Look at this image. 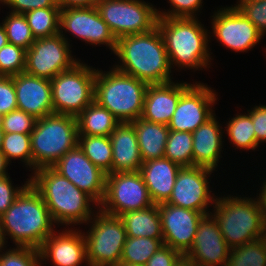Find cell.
Segmentation results:
<instances>
[{
  "label": "cell",
  "mask_w": 266,
  "mask_h": 266,
  "mask_svg": "<svg viewBox=\"0 0 266 266\" xmlns=\"http://www.w3.org/2000/svg\"><path fill=\"white\" fill-rule=\"evenodd\" d=\"M114 54L122 63L113 67L125 74L148 84L172 81L169 57L158 27L147 33L120 37Z\"/></svg>",
  "instance_id": "6da1fadb"
},
{
  "label": "cell",
  "mask_w": 266,
  "mask_h": 266,
  "mask_svg": "<svg viewBox=\"0 0 266 266\" xmlns=\"http://www.w3.org/2000/svg\"><path fill=\"white\" fill-rule=\"evenodd\" d=\"M47 205L41 195L29 184L8 210L0 216V238L6 244V235L16 246L39 249L54 232Z\"/></svg>",
  "instance_id": "7a4b0ae2"
},
{
  "label": "cell",
  "mask_w": 266,
  "mask_h": 266,
  "mask_svg": "<svg viewBox=\"0 0 266 266\" xmlns=\"http://www.w3.org/2000/svg\"><path fill=\"white\" fill-rule=\"evenodd\" d=\"M30 184L41 195L52 221L58 226L87 224L96 213L91 208L95 201L53 167L32 172Z\"/></svg>",
  "instance_id": "3957f363"
},
{
  "label": "cell",
  "mask_w": 266,
  "mask_h": 266,
  "mask_svg": "<svg viewBox=\"0 0 266 266\" xmlns=\"http://www.w3.org/2000/svg\"><path fill=\"white\" fill-rule=\"evenodd\" d=\"M202 25L197 17H158L157 27L163 37L171 68L198 70L210 65V32Z\"/></svg>",
  "instance_id": "277c9868"
},
{
  "label": "cell",
  "mask_w": 266,
  "mask_h": 266,
  "mask_svg": "<svg viewBox=\"0 0 266 266\" xmlns=\"http://www.w3.org/2000/svg\"><path fill=\"white\" fill-rule=\"evenodd\" d=\"M96 70L94 101L109 110L119 122L131 123L141 117L148 83L114 67Z\"/></svg>",
  "instance_id": "5b68a950"
},
{
  "label": "cell",
  "mask_w": 266,
  "mask_h": 266,
  "mask_svg": "<svg viewBox=\"0 0 266 266\" xmlns=\"http://www.w3.org/2000/svg\"><path fill=\"white\" fill-rule=\"evenodd\" d=\"M213 206L212 215L231 249L266 237V227L256 198L216 197Z\"/></svg>",
  "instance_id": "8992f818"
},
{
  "label": "cell",
  "mask_w": 266,
  "mask_h": 266,
  "mask_svg": "<svg viewBox=\"0 0 266 266\" xmlns=\"http://www.w3.org/2000/svg\"><path fill=\"white\" fill-rule=\"evenodd\" d=\"M30 138L33 172L53 167L62 156L78 146L77 118L72 115L52 113L37 119Z\"/></svg>",
  "instance_id": "52a82bcc"
},
{
  "label": "cell",
  "mask_w": 266,
  "mask_h": 266,
  "mask_svg": "<svg viewBox=\"0 0 266 266\" xmlns=\"http://www.w3.org/2000/svg\"><path fill=\"white\" fill-rule=\"evenodd\" d=\"M96 212L87 223H92L90 229L86 234L83 232L88 266H117L127 239L124 224L119 216L100 208Z\"/></svg>",
  "instance_id": "ba28073f"
},
{
  "label": "cell",
  "mask_w": 266,
  "mask_h": 266,
  "mask_svg": "<svg viewBox=\"0 0 266 266\" xmlns=\"http://www.w3.org/2000/svg\"><path fill=\"white\" fill-rule=\"evenodd\" d=\"M96 69L78 62L51 82L54 113L78 116L94 101Z\"/></svg>",
  "instance_id": "9c48e42d"
},
{
  "label": "cell",
  "mask_w": 266,
  "mask_h": 266,
  "mask_svg": "<svg viewBox=\"0 0 266 266\" xmlns=\"http://www.w3.org/2000/svg\"><path fill=\"white\" fill-rule=\"evenodd\" d=\"M96 8L116 39L157 27L158 9L144 0H97Z\"/></svg>",
  "instance_id": "30bf717a"
},
{
  "label": "cell",
  "mask_w": 266,
  "mask_h": 266,
  "mask_svg": "<svg viewBox=\"0 0 266 266\" xmlns=\"http://www.w3.org/2000/svg\"><path fill=\"white\" fill-rule=\"evenodd\" d=\"M152 205L154 203L139 171L106 175L105 196L99 206L103 212L120 216Z\"/></svg>",
  "instance_id": "8fae6325"
},
{
  "label": "cell",
  "mask_w": 266,
  "mask_h": 266,
  "mask_svg": "<svg viewBox=\"0 0 266 266\" xmlns=\"http://www.w3.org/2000/svg\"><path fill=\"white\" fill-rule=\"evenodd\" d=\"M68 42L64 33L36 39L26 51L24 72L52 80L59 73L70 70L81 60L73 58Z\"/></svg>",
  "instance_id": "7c38bea8"
},
{
  "label": "cell",
  "mask_w": 266,
  "mask_h": 266,
  "mask_svg": "<svg viewBox=\"0 0 266 266\" xmlns=\"http://www.w3.org/2000/svg\"><path fill=\"white\" fill-rule=\"evenodd\" d=\"M213 171L201 166L181 167L172 194L166 203L209 214L208 205H214L216 200V196L211 195L208 182V177Z\"/></svg>",
  "instance_id": "4fadbf2b"
},
{
  "label": "cell",
  "mask_w": 266,
  "mask_h": 266,
  "mask_svg": "<svg viewBox=\"0 0 266 266\" xmlns=\"http://www.w3.org/2000/svg\"><path fill=\"white\" fill-rule=\"evenodd\" d=\"M214 91L204 83L191 84L179 98L176 110L168 124L169 130L193 133L209 120L215 114L211 109L217 100Z\"/></svg>",
  "instance_id": "5bb4252c"
},
{
  "label": "cell",
  "mask_w": 266,
  "mask_h": 266,
  "mask_svg": "<svg viewBox=\"0 0 266 266\" xmlns=\"http://www.w3.org/2000/svg\"><path fill=\"white\" fill-rule=\"evenodd\" d=\"M212 17L215 39L236 52H248L263 37L256 26L235 6L221 8Z\"/></svg>",
  "instance_id": "9a60e30c"
},
{
  "label": "cell",
  "mask_w": 266,
  "mask_h": 266,
  "mask_svg": "<svg viewBox=\"0 0 266 266\" xmlns=\"http://www.w3.org/2000/svg\"><path fill=\"white\" fill-rule=\"evenodd\" d=\"M53 168L89 195L98 206L105 196L106 174L77 146L62 156Z\"/></svg>",
  "instance_id": "2e32d148"
},
{
  "label": "cell",
  "mask_w": 266,
  "mask_h": 266,
  "mask_svg": "<svg viewBox=\"0 0 266 266\" xmlns=\"http://www.w3.org/2000/svg\"><path fill=\"white\" fill-rule=\"evenodd\" d=\"M230 251L231 248L210 212L200 220L193 245L184 258L194 266H226Z\"/></svg>",
  "instance_id": "e0dca14e"
},
{
  "label": "cell",
  "mask_w": 266,
  "mask_h": 266,
  "mask_svg": "<svg viewBox=\"0 0 266 266\" xmlns=\"http://www.w3.org/2000/svg\"><path fill=\"white\" fill-rule=\"evenodd\" d=\"M59 29L60 33L64 29L91 45L105 44L113 53L116 49L117 39L101 18L96 6L60 10Z\"/></svg>",
  "instance_id": "ac0fdd59"
},
{
  "label": "cell",
  "mask_w": 266,
  "mask_h": 266,
  "mask_svg": "<svg viewBox=\"0 0 266 266\" xmlns=\"http://www.w3.org/2000/svg\"><path fill=\"white\" fill-rule=\"evenodd\" d=\"M158 208L163 245L169 246L185 255L193 245L198 224L205 214L176 207L166 202L158 204Z\"/></svg>",
  "instance_id": "d6986e66"
},
{
  "label": "cell",
  "mask_w": 266,
  "mask_h": 266,
  "mask_svg": "<svg viewBox=\"0 0 266 266\" xmlns=\"http://www.w3.org/2000/svg\"><path fill=\"white\" fill-rule=\"evenodd\" d=\"M40 261L50 260L55 266H81L87 263L86 241L82 231H54L39 248ZM47 259V260H46Z\"/></svg>",
  "instance_id": "ffe728a7"
},
{
  "label": "cell",
  "mask_w": 266,
  "mask_h": 266,
  "mask_svg": "<svg viewBox=\"0 0 266 266\" xmlns=\"http://www.w3.org/2000/svg\"><path fill=\"white\" fill-rule=\"evenodd\" d=\"M17 109L36 119L54 113L51 82L25 72L14 76Z\"/></svg>",
  "instance_id": "44dd1931"
},
{
  "label": "cell",
  "mask_w": 266,
  "mask_h": 266,
  "mask_svg": "<svg viewBox=\"0 0 266 266\" xmlns=\"http://www.w3.org/2000/svg\"><path fill=\"white\" fill-rule=\"evenodd\" d=\"M191 83L149 84L145 93L142 119L168 125L176 110L181 94Z\"/></svg>",
  "instance_id": "7402d4cb"
},
{
  "label": "cell",
  "mask_w": 266,
  "mask_h": 266,
  "mask_svg": "<svg viewBox=\"0 0 266 266\" xmlns=\"http://www.w3.org/2000/svg\"><path fill=\"white\" fill-rule=\"evenodd\" d=\"M109 138L112 144V173L139 171L143 160L133 124L120 122Z\"/></svg>",
  "instance_id": "603a6c76"
},
{
  "label": "cell",
  "mask_w": 266,
  "mask_h": 266,
  "mask_svg": "<svg viewBox=\"0 0 266 266\" xmlns=\"http://www.w3.org/2000/svg\"><path fill=\"white\" fill-rule=\"evenodd\" d=\"M180 168V165L165 157L143 162L139 172L154 204L169 200Z\"/></svg>",
  "instance_id": "cb8c5ba5"
},
{
  "label": "cell",
  "mask_w": 266,
  "mask_h": 266,
  "mask_svg": "<svg viewBox=\"0 0 266 266\" xmlns=\"http://www.w3.org/2000/svg\"><path fill=\"white\" fill-rule=\"evenodd\" d=\"M214 114L193 133V166L215 170L221 157L222 128Z\"/></svg>",
  "instance_id": "d4e9b609"
},
{
  "label": "cell",
  "mask_w": 266,
  "mask_h": 266,
  "mask_svg": "<svg viewBox=\"0 0 266 266\" xmlns=\"http://www.w3.org/2000/svg\"><path fill=\"white\" fill-rule=\"evenodd\" d=\"M134 126L143 162L163 158L169 133L168 125L153 123L142 118L131 122Z\"/></svg>",
  "instance_id": "484cf974"
},
{
  "label": "cell",
  "mask_w": 266,
  "mask_h": 266,
  "mask_svg": "<svg viewBox=\"0 0 266 266\" xmlns=\"http://www.w3.org/2000/svg\"><path fill=\"white\" fill-rule=\"evenodd\" d=\"M127 237H147L163 242L159 208L154 204L146 209L121 214Z\"/></svg>",
  "instance_id": "4316f807"
},
{
  "label": "cell",
  "mask_w": 266,
  "mask_h": 266,
  "mask_svg": "<svg viewBox=\"0 0 266 266\" xmlns=\"http://www.w3.org/2000/svg\"><path fill=\"white\" fill-rule=\"evenodd\" d=\"M79 135L110 136L120 123L105 107L93 101L76 117Z\"/></svg>",
  "instance_id": "83f0119b"
},
{
  "label": "cell",
  "mask_w": 266,
  "mask_h": 266,
  "mask_svg": "<svg viewBox=\"0 0 266 266\" xmlns=\"http://www.w3.org/2000/svg\"><path fill=\"white\" fill-rule=\"evenodd\" d=\"M78 146L106 175L112 174V144L109 136L79 135Z\"/></svg>",
  "instance_id": "f1b7e54d"
},
{
  "label": "cell",
  "mask_w": 266,
  "mask_h": 266,
  "mask_svg": "<svg viewBox=\"0 0 266 266\" xmlns=\"http://www.w3.org/2000/svg\"><path fill=\"white\" fill-rule=\"evenodd\" d=\"M161 246H163V242L160 239L127 237L120 263L145 266Z\"/></svg>",
  "instance_id": "f546056e"
},
{
  "label": "cell",
  "mask_w": 266,
  "mask_h": 266,
  "mask_svg": "<svg viewBox=\"0 0 266 266\" xmlns=\"http://www.w3.org/2000/svg\"><path fill=\"white\" fill-rule=\"evenodd\" d=\"M35 39L52 37L60 33V9L58 7L37 8L24 13Z\"/></svg>",
  "instance_id": "4dcf8cb0"
},
{
  "label": "cell",
  "mask_w": 266,
  "mask_h": 266,
  "mask_svg": "<svg viewBox=\"0 0 266 266\" xmlns=\"http://www.w3.org/2000/svg\"><path fill=\"white\" fill-rule=\"evenodd\" d=\"M193 136L191 132L169 130L164 157L181 167L193 166Z\"/></svg>",
  "instance_id": "1f68e13d"
},
{
  "label": "cell",
  "mask_w": 266,
  "mask_h": 266,
  "mask_svg": "<svg viewBox=\"0 0 266 266\" xmlns=\"http://www.w3.org/2000/svg\"><path fill=\"white\" fill-rule=\"evenodd\" d=\"M226 131L231 143L240 149L255 150L256 135L251 115L249 113L235 114L228 123H226Z\"/></svg>",
  "instance_id": "d6a6232c"
},
{
  "label": "cell",
  "mask_w": 266,
  "mask_h": 266,
  "mask_svg": "<svg viewBox=\"0 0 266 266\" xmlns=\"http://www.w3.org/2000/svg\"><path fill=\"white\" fill-rule=\"evenodd\" d=\"M226 266H266V237L232 248Z\"/></svg>",
  "instance_id": "836d02e7"
},
{
  "label": "cell",
  "mask_w": 266,
  "mask_h": 266,
  "mask_svg": "<svg viewBox=\"0 0 266 266\" xmlns=\"http://www.w3.org/2000/svg\"><path fill=\"white\" fill-rule=\"evenodd\" d=\"M1 152L9 164L12 159H19L33 170L30 134L4 133Z\"/></svg>",
  "instance_id": "e575fe53"
},
{
  "label": "cell",
  "mask_w": 266,
  "mask_h": 266,
  "mask_svg": "<svg viewBox=\"0 0 266 266\" xmlns=\"http://www.w3.org/2000/svg\"><path fill=\"white\" fill-rule=\"evenodd\" d=\"M2 25L5 28L10 44L19 46L27 51L36 40L24 14L10 12L3 20Z\"/></svg>",
  "instance_id": "d590c367"
},
{
  "label": "cell",
  "mask_w": 266,
  "mask_h": 266,
  "mask_svg": "<svg viewBox=\"0 0 266 266\" xmlns=\"http://www.w3.org/2000/svg\"><path fill=\"white\" fill-rule=\"evenodd\" d=\"M26 50L8 43L0 49V76H15L25 71Z\"/></svg>",
  "instance_id": "8d00e7d4"
},
{
  "label": "cell",
  "mask_w": 266,
  "mask_h": 266,
  "mask_svg": "<svg viewBox=\"0 0 266 266\" xmlns=\"http://www.w3.org/2000/svg\"><path fill=\"white\" fill-rule=\"evenodd\" d=\"M4 247L0 248V266H41L39 249L16 246L4 251Z\"/></svg>",
  "instance_id": "74e56055"
},
{
  "label": "cell",
  "mask_w": 266,
  "mask_h": 266,
  "mask_svg": "<svg viewBox=\"0 0 266 266\" xmlns=\"http://www.w3.org/2000/svg\"><path fill=\"white\" fill-rule=\"evenodd\" d=\"M37 119L20 109L0 116V123L4 133L31 134Z\"/></svg>",
  "instance_id": "f35d334b"
},
{
  "label": "cell",
  "mask_w": 266,
  "mask_h": 266,
  "mask_svg": "<svg viewBox=\"0 0 266 266\" xmlns=\"http://www.w3.org/2000/svg\"><path fill=\"white\" fill-rule=\"evenodd\" d=\"M235 7L256 26L263 36L266 34V0H239Z\"/></svg>",
  "instance_id": "ab89813d"
},
{
  "label": "cell",
  "mask_w": 266,
  "mask_h": 266,
  "mask_svg": "<svg viewBox=\"0 0 266 266\" xmlns=\"http://www.w3.org/2000/svg\"><path fill=\"white\" fill-rule=\"evenodd\" d=\"M168 2L172 9L167 12L157 10L158 17L196 18L197 13L203 7L202 0H169Z\"/></svg>",
  "instance_id": "60d3db41"
},
{
  "label": "cell",
  "mask_w": 266,
  "mask_h": 266,
  "mask_svg": "<svg viewBox=\"0 0 266 266\" xmlns=\"http://www.w3.org/2000/svg\"><path fill=\"white\" fill-rule=\"evenodd\" d=\"M17 109L14 76H0V116Z\"/></svg>",
  "instance_id": "b9f144b4"
},
{
  "label": "cell",
  "mask_w": 266,
  "mask_h": 266,
  "mask_svg": "<svg viewBox=\"0 0 266 266\" xmlns=\"http://www.w3.org/2000/svg\"><path fill=\"white\" fill-rule=\"evenodd\" d=\"M9 175L0 178V216L14 203L21 192L30 184V179L21 187H14Z\"/></svg>",
  "instance_id": "7bdbcfd3"
},
{
  "label": "cell",
  "mask_w": 266,
  "mask_h": 266,
  "mask_svg": "<svg viewBox=\"0 0 266 266\" xmlns=\"http://www.w3.org/2000/svg\"><path fill=\"white\" fill-rule=\"evenodd\" d=\"M185 260L184 255L169 246H161L147 261L145 266H180Z\"/></svg>",
  "instance_id": "ee69618b"
},
{
  "label": "cell",
  "mask_w": 266,
  "mask_h": 266,
  "mask_svg": "<svg viewBox=\"0 0 266 266\" xmlns=\"http://www.w3.org/2000/svg\"><path fill=\"white\" fill-rule=\"evenodd\" d=\"M11 12L24 14L37 8L58 7L54 0H3Z\"/></svg>",
  "instance_id": "f6af8a7d"
},
{
  "label": "cell",
  "mask_w": 266,
  "mask_h": 266,
  "mask_svg": "<svg viewBox=\"0 0 266 266\" xmlns=\"http://www.w3.org/2000/svg\"><path fill=\"white\" fill-rule=\"evenodd\" d=\"M251 115L256 135V148L262 142H266V105L254 106L248 110Z\"/></svg>",
  "instance_id": "bcb514c9"
},
{
  "label": "cell",
  "mask_w": 266,
  "mask_h": 266,
  "mask_svg": "<svg viewBox=\"0 0 266 266\" xmlns=\"http://www.w3.org/2000/svg\"><path fill=\"white\" fill-rule=\"evenodd\" d=\"M60 10L68 8H91L97 0H54Z\"/></svg>",
  "instance_id": "7dc6e473"
},
{
  "label": "cell",
  "mask_w": 266,
  "mask_h": 266,
  "mask_svg": "<svg viewBox=\"0 0 266 266\" xmlns=\"http://www.w3.org/2000/svg\"><path fill=\"white\" fill-rule=\"evenodd\" d=\"M259 196L256 197L261 209L262 219L266 227V180H264L262 187L260 188Z\"/></svg>",
  "instance_id": "c3c4849f"
},
{
  "label": "cell",
  "mask_w": 266,
  "mask_h": 266,
  "mask_svg": "<svg viewBox=\"0 0 266 266\" xmlns=\"http://www.w3.org/2000/svg\"><path fill=\"white\" fill-rule=\"evenodd\" d=\"M8 166L9 163L6 161L4 154L0 151V178L8 175V172H6Z\"/></svg>",
  "instance_id": "681fc988"
},
{
  "label": "cell",
  "mask_w": 266,
  "mask_h": 266,
  "mask_svg": "<svg viewBox=\"0 0 266 266\" xmlns=\"http://www.w3.org/2000/svg\"><path fill=\"white\" fill-rule=\"evenodd\" d=\"M9 42H8V38H7V35H6V31H5V28L4 26L2 25V23H0V49L7 45Z\"/></svg>",
  "instance_id": "f907efd6"
},
{
  "label": "cell",
  "mask_w": 266,
  "mask_h": 266,
  "mask_svg": "<svg viewBox=\"0 0 266 266\" xmlns=\"http://www.w3.org/2000/svg\"><path fill=\"white\" fill-rule=\"evenodd\" d=\"M3 135H4V131H3L2 127H1V123H0V151L2 148Z\"/></svg>",
  "instance_id": "816d5d0a"
},
{
  "label": "cell",
  "mask_w": 266,
  "mask_h": 266,
  "mask_svg": "<svg viewBox=\"0 0 266 266\" xmlns=\"http://www.w3.org/2000/svg\"><path fill=\"white\" fill-rule=\"evenodd\" d=\"M117 266H142V265H131V264L119 263Z\"/></svg>",
  "instance_id": "f5cc1de1"
},
{
  "label": "cell",
  "mask_w": 266,
  "mask_h": 266,
  "mask_svg": "<svg viewBox=\"0 0 266 266\" xmlns=\"http://www.w3.org/2000/svg\"><path fill=\"white\" fill-rule=\"evenodd\" d=\"M3 246V244H2V241H1V238H0V248Z\"/></svg>",
  "instance_id": "db71d44e"
}]
</instances>
